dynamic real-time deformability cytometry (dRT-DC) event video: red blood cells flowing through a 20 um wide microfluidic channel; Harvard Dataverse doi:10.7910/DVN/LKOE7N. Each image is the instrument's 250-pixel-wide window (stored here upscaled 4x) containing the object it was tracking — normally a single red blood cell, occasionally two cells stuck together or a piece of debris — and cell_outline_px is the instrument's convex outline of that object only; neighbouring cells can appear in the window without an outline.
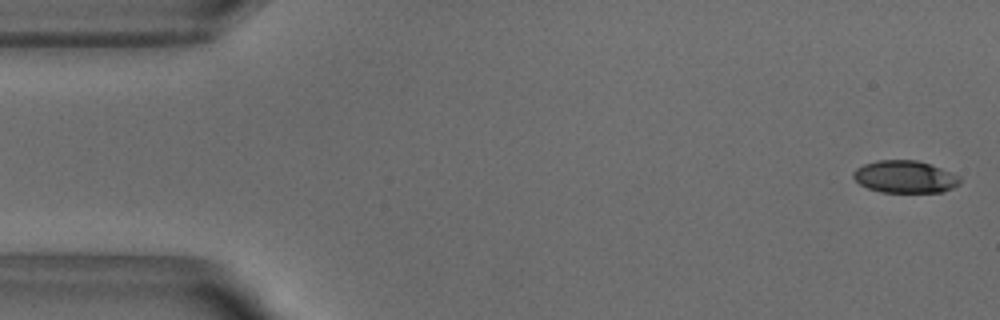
{"species": "common noctule bat (a hibernating species)", "species_latin": "Nyctalus noctula", "temperature_condition": "warm", "stored_images_in_passage": 51, "camera_frame_rate_fps": 3000, "um_per_image_px": 0.085, "animal": {"sex": "male", "body_mass_g": 18.8}, "frame": {"image": 1, "passage_image": 1, "time_ms": 0.0, "image_size_px": [1000, 320], "cell_outline_px": [[960, 184], [944, 192], [880, 192], [868, 188], [860, 184], [852, 176], [852, 172], [856, 168], [864, 164], [876, 160], [916, 160], [940, 168], [960, 176]], "centroid_in_image_um": [76.9, 15.03], "position_along_channel_um": 8.1, "area_um2": 20.06}}
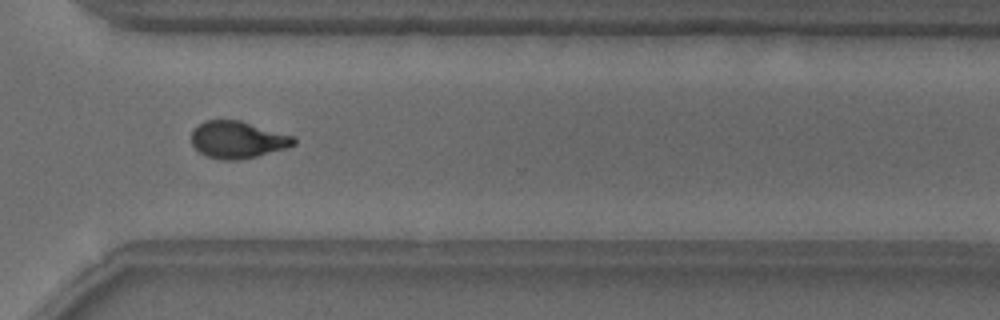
{"frame": {"image": 2, "passage_image": 37, "time_ms": 12.0, "image_size_px": [1000, 320], "cell_outline_px": [[296, 144], [288, 148], [256, 156], [236, 160], [224, 160], [208, 156], [200, 152], [192, 144], [192, 132], [204, 120], [240, 120], [296, 136]], "centroid_in_image_um": [20.26, 11.87], "position_along_channel_um": 350.3, "area_um2": 22.08}}
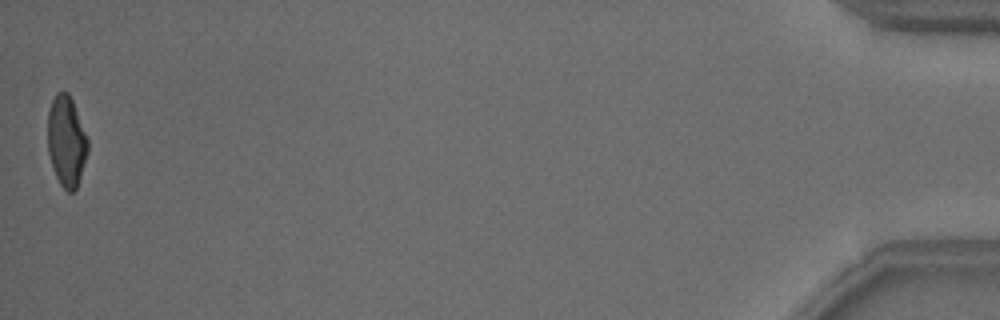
{"frame": {"image": 3, "passage_image": 51, "time_ms": 16.667, "image_size_px": [1000, 320], "cell_outline_px": [[88, 152], [76, 188], [72, 192], [68, 192], [60, 184], [52, 168], [48, 152], [48, 112], [52, 100], [56, 92], [68, 92], [72, 100], [88, 140]], "centroid_in_image_um": [5.63, 12.01], "position_along_channel_um": 429.6, "area_um2": 20.98}, "authors_computed_cell_mechanics": {"area_um2": 22.0796, "velocity_mm_per_s": 3.856, "shape_relaxation_time_tau1_ms": 5.0349, "shape_relaxation_time_tau2_ms": 1.9887, "deformation_change_tau1": 0.1843, "deformation_change_tau2": 0.0822}}